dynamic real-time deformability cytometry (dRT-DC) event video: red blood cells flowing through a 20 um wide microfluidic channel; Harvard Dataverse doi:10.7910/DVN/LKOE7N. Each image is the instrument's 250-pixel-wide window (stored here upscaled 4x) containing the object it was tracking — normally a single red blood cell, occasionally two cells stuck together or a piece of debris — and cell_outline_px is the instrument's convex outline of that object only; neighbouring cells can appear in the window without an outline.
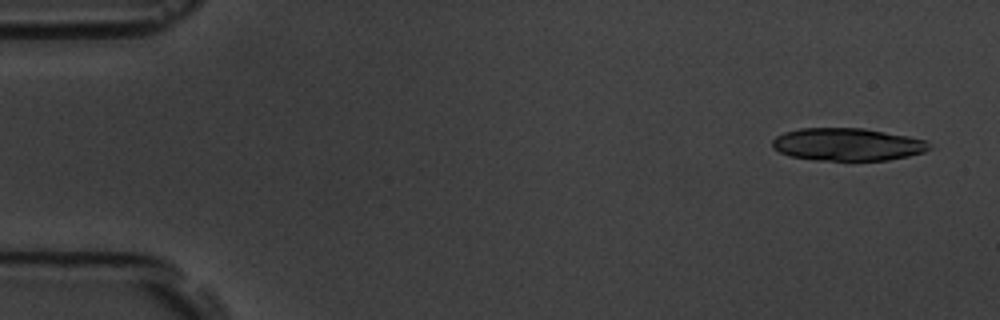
{"species": "common noctule bat (a hibernating species)", "species_latin": "Nyctalus noctula", "temperature_condition": "room temperature", "stored_images_in_passage": 4, "camera_frame_rate_fps": 3000, "um_per_image_px": 0.085, "animal": {"sex": "male", "body_mass_g": 19.5, "forearm_length_mm": 54.6}, "frame": {"image": 1, "passage_image": 1, "time_ms": 0.0, "image_size_px": [1000, 320], "cell_outline_px": [[932, 148], [924, 152], [908, 156], [888, 160], [816, 160], [788, 156], [772, 148], [772, 140], [776, 136], [784, 132], [800, 128], [864, 128], [908, 136], [928, 140]], "centroid_in_image_um": [72.03, 12.27], "position_along_channel_um": 13.0, "area_um2": 30.06}}